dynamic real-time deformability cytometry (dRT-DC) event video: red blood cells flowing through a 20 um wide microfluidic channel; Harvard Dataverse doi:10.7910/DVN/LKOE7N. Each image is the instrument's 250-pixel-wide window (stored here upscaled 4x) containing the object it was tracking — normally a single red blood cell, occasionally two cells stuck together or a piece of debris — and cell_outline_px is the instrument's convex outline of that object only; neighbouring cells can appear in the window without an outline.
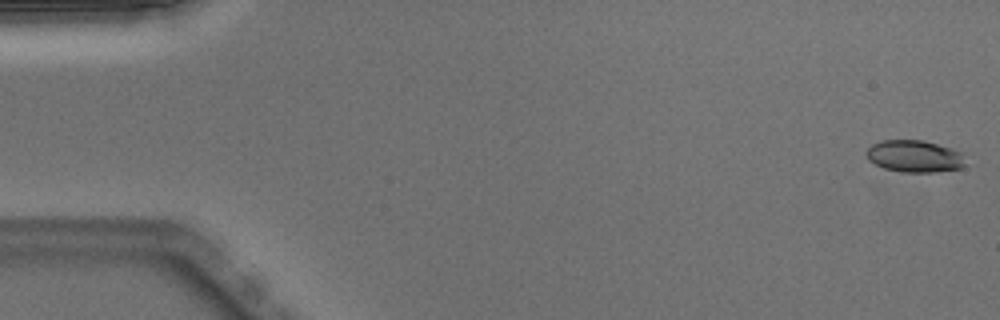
{"species": "Egyptian fruit bat (a non-hibernating species)", "species_latin": "Rousettus aegyptiacus", "temperature_condition": "warm", "stored_images_in_passage": 51, "camera_frame_rate_fps": 3000, "um_per_image_px": 0.085, "animal": {"sex": "male"}, "frame": {"image": 1, "passage_image": 1, "time_ms": 0.0, "image_size_px": [1000, 320], "cell_outline_px": [[964, 168], [936, 172], [904, 172], [884, 168], [868, 160], [868, 148], [872, 144], [880, 140], [924, 140], [952, 148], [960, 152], [964, 164]], "centroid_in_image_um": [77.74, 13.28], "position_along_channel_um": 7.3, "area_um2": 18.38}}
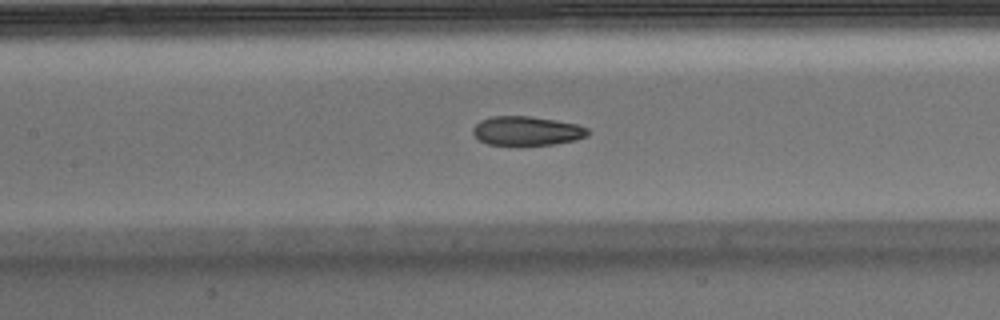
{"frame": {"image": 2, "passage_image": 23, "time_ms": 7.333, "image_size_px": [1000, 320], "cell_outline_px": [[592, 132], [588, 136], [576, 140], [552, 144], [520, 148], [488, 144], [480, 140], [472, 132], [472, 128], [480, 120], [492, 116], [532, 116], [556, 120], [576, 124], [588, 128]], "centroid_in_image_um": [44.79, 11.16], "position_along_channel_um": 162.6, "area_um2": 20.35}}
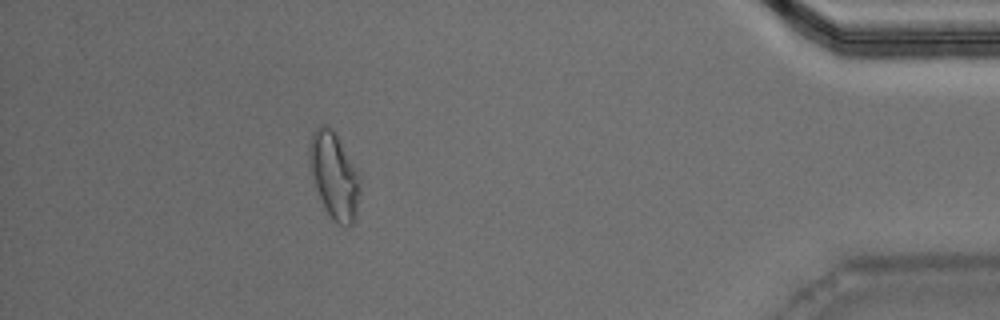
{"frame": {"image": 3, "passage_image": 45, "time_ms": 14.667, "image_size_px": [1000, 320], "cell_outline_px": [[360, 188], [356, 216], [352, 224], [344, 228], [328, 212], [316, 188], [308, 168], [308, 144], [312, 132], [320, 124], [324, 124], [332, 128], [360, 172]], "centroid_in_image_um": [28.4, 14.86], "position_along_channel_um": 406.8, "area_um2": 25.72}, "authors_computed_cell_mechanics": {"area_um2": 20.2878, "velocity_mm_per_s": 4.0211, "shape_relaxation_time_tau1_ms": 4.7599, "shape_relaxation_time_tau2_ms": 1.9733, "deformation_change_tau1": 0.1849, "deformation_change_tau2": 0.0903}}